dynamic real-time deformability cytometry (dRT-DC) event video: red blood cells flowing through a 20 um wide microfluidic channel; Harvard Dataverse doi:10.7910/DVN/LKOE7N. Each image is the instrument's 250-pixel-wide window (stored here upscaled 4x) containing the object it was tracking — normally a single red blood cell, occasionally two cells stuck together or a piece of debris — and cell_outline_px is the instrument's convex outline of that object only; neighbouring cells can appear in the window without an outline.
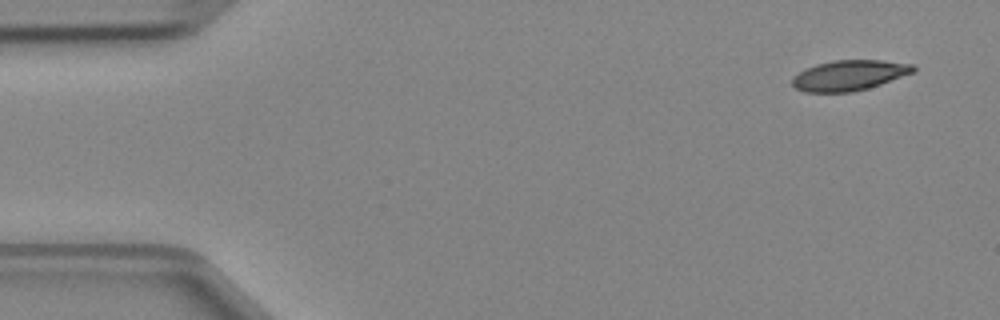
{"species": "Egyptian fruit bat (a non-hibernating species)", "species_latin": "Rousettus aegyptiacus", "temperature_condition": "cold", "stored_images_in_passage": 4, "camera_frame_rate_fps": 3000, "um_per_image_px": 0.085, "animal": {"sex": "female"}, "frame": {"image": 1, "passage_image": 1, "time_ms": 0.0, "image_size_px": [1000, 320], "cell_outline_px": [[916, 72], [868, 88], [852, 92], [804, 92], [796, 88], [792, 84], [792, 80], [804, 68], [816, 64], [832, 60], [880, 60], [916, 64]], "centroid_in_image_um": [72.23, 6.39], "position_along_channel_um": 12.8, "area_um2": 21.5}}
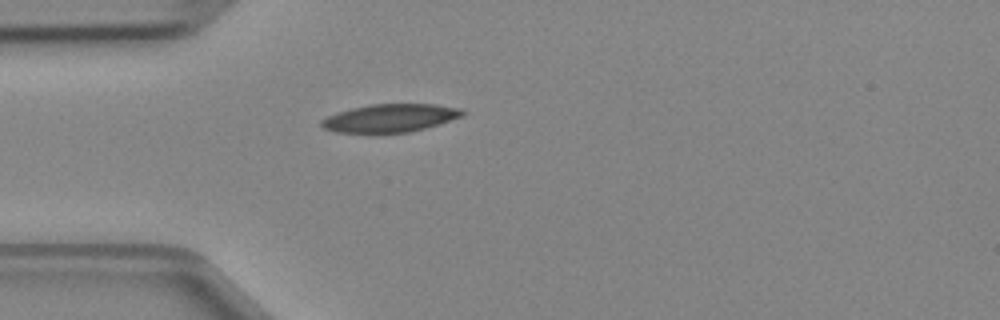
{"frame": {"image": 2, "passage_image": 4, "time_ms": 1.0, "image_size_px": [1000, 320], "cell_outline_px": [[464, 116], [440, 124], [408, 132], [336, 132], [324, 128], [320, 124], [320, 120], [328, 116], [352, 108], [372, 104], [436, 104], [464, 108]], "centroid_in_image_um": [33.23, 10.02], "position_along_channel_um": 51.8, "area_um2": 22.89}}